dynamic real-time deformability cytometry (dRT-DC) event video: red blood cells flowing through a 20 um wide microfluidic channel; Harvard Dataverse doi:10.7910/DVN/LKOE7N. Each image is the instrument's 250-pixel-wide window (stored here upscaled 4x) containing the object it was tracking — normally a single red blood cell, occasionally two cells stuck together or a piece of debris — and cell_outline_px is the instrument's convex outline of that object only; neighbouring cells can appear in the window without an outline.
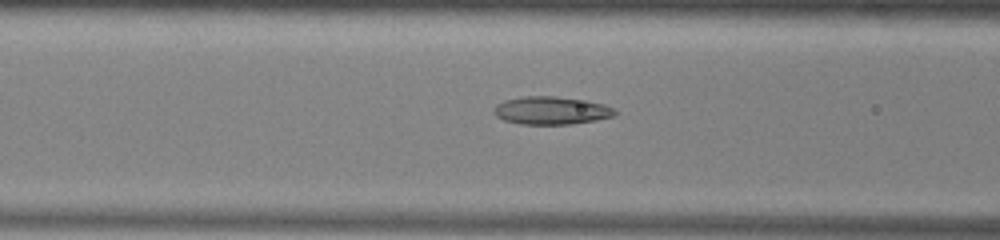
{"species": "common noctule bat (a hibernating species)", "species_latin": "Nyctalus noctula", "temperature_condition": "warm", "stored_images_in_passage": 51, "camera_frame_rate_fps": 3000, "um_per_image_px": 0.085, "animal": {"sex": "male", "body_mass_g": 13.0, "forearm_length_mm": 53.1}, "frame": {"image": 1, "passage_image": 20, "time_ms": 6.333, "image_size_px": [1000, 240], "cell_outline_px": [[620, 112], [612, 116], [596, 120], [572, 124], [520, 124], [504, 120], [496, 116], [492, 112], [496, 104], [504, 100], [524, 96], [556, 96], [588, 100], [604, 104]], "centroid_in_image_um": [46.86, 9.38], "position_along_channel_um": 119.7, "area_um2": 19.88}}
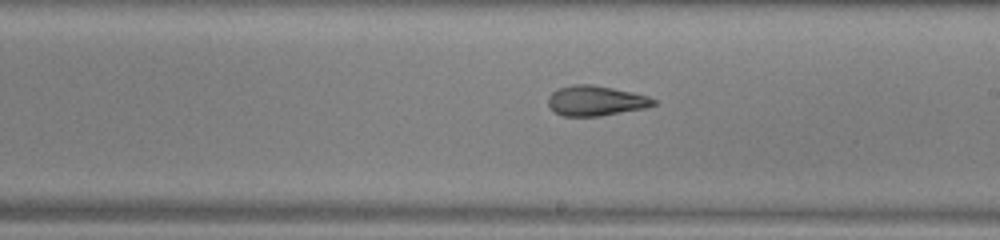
{"frame": {"image": 2, "passage_image": 29, "time_ms": 9.333, "image_size_px": [1000, 240], "cell_outline_px": [[656, 104], [644, 108], [600, 116], [564, 116], [556, 112], [548, 104], [548, 96], [556, 88], [572, 84], [592, 84], [632, 92], [648, 96], [656, 100]], "centroid_in_image_um": [50.62, 8.55], "position_along_channel_um": 238.4, "area_um2": 18.44}}
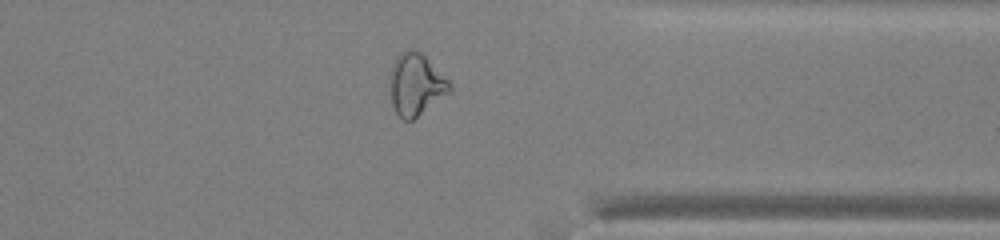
{"frame": {"image": 3, "passage_image": 40, "time_ms": 13.0, "image_size_px": [1000, 240], "cell_outline_px": [[452, 92], [412, 120], [400, 120], [392, 104], [392, 64], [396, 56], [400, 52], [408, 48], [416, 48], [452, 84]], "centroid_in_image_um": [35.38, 7.18], "position_along_channel_um": 376.0, "area_um2": 21.39}, "authors_computed_cell_mechanics": {"area_um2": 21.2126, "velocity_mm_per_s": 3.9601, "shape_relaxation_time_tau1_ms": null, "shape_relaxation_time_tau2_ms": 2.3115, "deformation_change_tau1": null, "deformation_change_tau2": 0.1132}}